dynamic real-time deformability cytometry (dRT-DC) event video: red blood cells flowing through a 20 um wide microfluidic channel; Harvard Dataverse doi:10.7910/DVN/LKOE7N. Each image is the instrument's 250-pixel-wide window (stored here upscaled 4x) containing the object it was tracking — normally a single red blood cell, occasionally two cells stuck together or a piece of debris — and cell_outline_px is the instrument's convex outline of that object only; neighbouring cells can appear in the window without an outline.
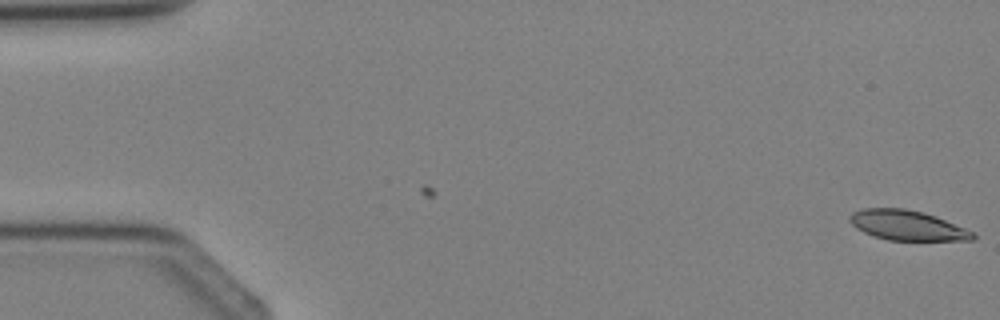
{"species": "Egyptian fruit bat (a non-hibernating species)", "species_latin": "Rousettus aegyptiacus", "temperature_condition": "cold", "stored_images_in_passage": 3, "camera_frame_rate_fps": 3000, "um_per_image_px": 0.085, "animal": {"sex": "female"}, "frame": {"image": 1, "passage_image": 1, "time_ms": 0.0, "image_size_px": [1000, 320], "cell_outline_px": [[976, 236], [972, 240], [888, 240], [864, 232], [856, 228], [848, 220], [848, 216], [852, 212], [864, 208], [904, 208], [924, 212], [936, 216], [964, 228], [972, 232]], "centroid_in_image_um": [77.07, 19.14], "position_along_channel_um": 7.9, "area_um2": 21.33}}